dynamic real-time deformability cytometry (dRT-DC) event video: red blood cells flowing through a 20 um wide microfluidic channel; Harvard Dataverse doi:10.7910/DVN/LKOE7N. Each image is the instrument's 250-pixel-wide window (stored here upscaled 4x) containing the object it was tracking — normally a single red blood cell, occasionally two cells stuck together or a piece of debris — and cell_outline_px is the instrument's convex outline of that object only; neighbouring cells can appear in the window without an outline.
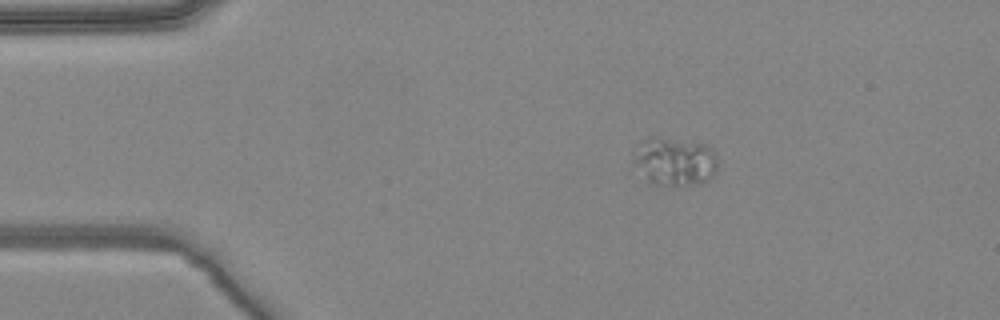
{"species": "common noctule bat (a hibernating species)", "species_latin": "Nyctalus noctula", "temperature_condition": "warm", "stored_images_in_passage": 3, "camera_frame_rate_fps": 3000, "um_per_image_px": 0.085, "animal": {"sex": "female", "body_mass_g": 24.6, "forearm_length_mm": 56.2}, "frame": {"image": 1, "passage_image": 1, "time_ms": 0.0, "image_size_px": [1000, 320], "cell_outline_px": [[716, 172], [704, 184], [676, 188], [648, 184], [636, 160], [636, 144], [640, 140], [652, 136], [660, 136], [704, 144], [712, 148], [716, 152]], "centroid_in_image_um": [57.39, 13.76], "position_along_channel_um": 27.6, "area_um2": 24.39}}